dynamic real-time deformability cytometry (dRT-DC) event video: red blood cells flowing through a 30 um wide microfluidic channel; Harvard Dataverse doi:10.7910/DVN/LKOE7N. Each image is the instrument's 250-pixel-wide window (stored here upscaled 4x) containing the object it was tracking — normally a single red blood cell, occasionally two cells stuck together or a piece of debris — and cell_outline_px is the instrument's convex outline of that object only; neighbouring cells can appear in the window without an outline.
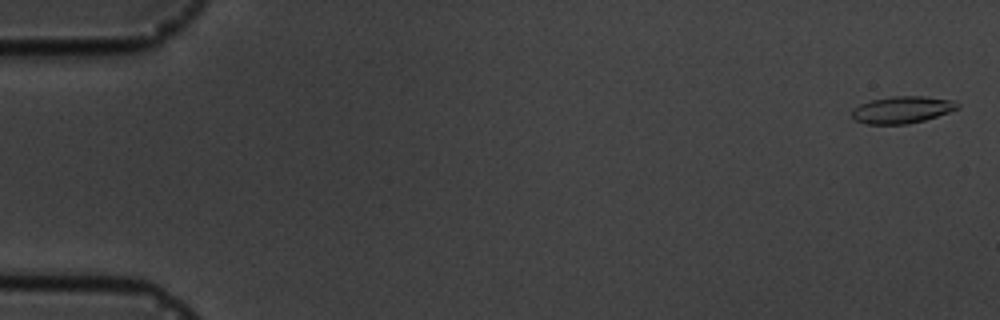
{"species": "common noctule bat (a hibernating species)", "species_latin": "Nyctalus noctula", "temperature_condition": "cold", "stored_images_in_passage": 5, "camera_frame_rate_fps": 3000, "um_per_image_px": 0.085, "animal": {"sex": "male", "body_mass_g": 19.5, "forearm_length_mm": 54.6}, "frame": {"image": 1, "passage_image": 1, "time_ms": 0.0, "image_size_px": [1000, 320], "cell_outline_px": [[960, 108], [924, 120], [908, 124], [868, 124], [856, 120], [852, 116], [852, 108], [860, 104], [872, 100], [892, 96], [924, 96], [956, 100], [960, 104]], "centroid_in_image_um": [76.71, 9.32], "position_along_channel_um": 8.3, "area_um2": 16.65}}
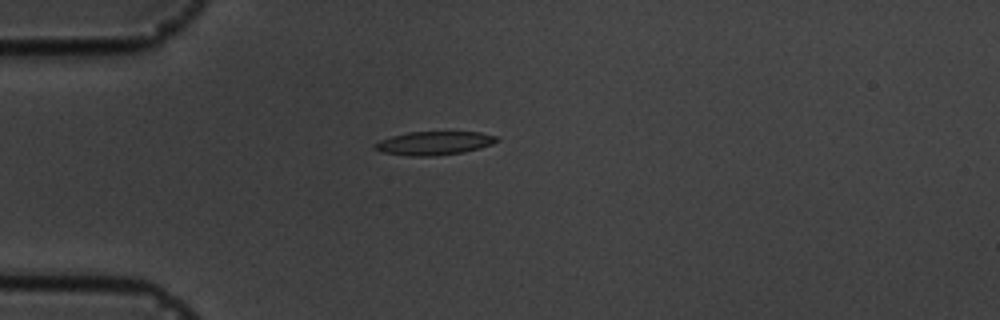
{"frame": {"image": 2, "passage_image": 5, "time_ms": 4.667, "image_size_px": [1000, 320], "cell_outline_px": [[500, 140], [492, 144], [480, 148], [464, 152], [436, 156], [408, 156], [380, 152], [372, 148], [372, 144], [380, 140], [392, 136], [408, 132], [480, 132], [496, 136]], "centroid_in_image_um": [36.86, 12.18], "position_along_channel_um": 48.1, "area_um2": 16.94}}